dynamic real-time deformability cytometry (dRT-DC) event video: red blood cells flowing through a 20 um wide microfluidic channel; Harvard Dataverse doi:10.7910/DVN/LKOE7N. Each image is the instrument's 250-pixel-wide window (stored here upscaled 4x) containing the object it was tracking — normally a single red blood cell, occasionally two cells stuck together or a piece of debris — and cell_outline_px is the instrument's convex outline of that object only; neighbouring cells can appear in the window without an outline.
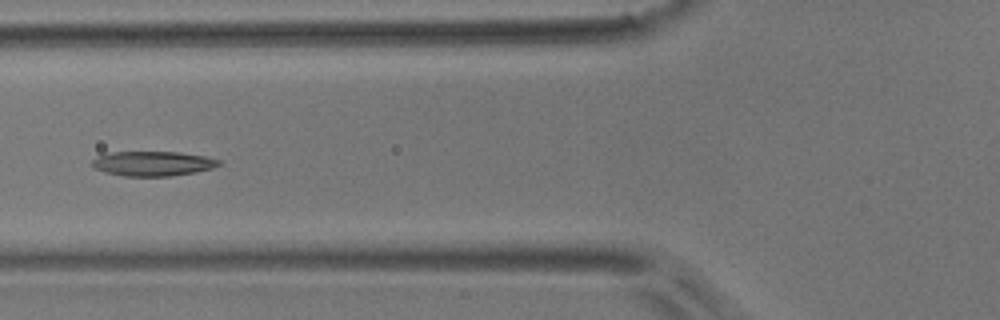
{"species": "common noctule bat (a hibernating species)", "species_latin": "Nyctalus noctula", "temperature_condition": "room temperature", "stored_images_in_passage": 8, "camera_frame_rate_fps": 3000, "um_per_image_px": 0.085, "animal": {"sex": "male", "body_mass_g": 17.9}, "frame": {"image": 1, "passage_image": 5, "time_ms": 5.667, "image_size_px": [1000, 320], "cell_outline_px": [[224, 164], [212, 168], [196, 172], [168, 176], [124, 176], [104, 172], [92, 168], [92, 160], [100, 156], [112, 152], [180, 152], [204, 156], [220, 160]], "centroid_in_image_um": [13.01, 13.91], "position_along_channel_um": 112.8, "area_um2": 18.26}}
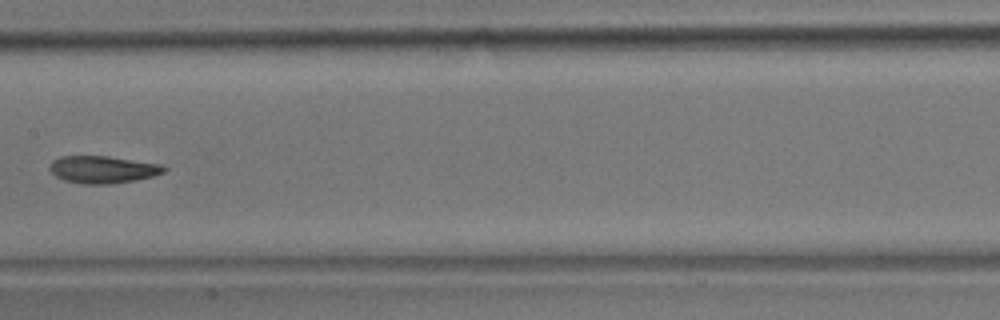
{"frame": {"image": 2, "passage_image": 7, "time_ms": 8.0, "image_size_px": [1000, 320], "cell_outline_px": [[168, 168], [164, 172], [152, 176], [136, 180], [108, 184], [84, 184], [64, 180], [56, 176], [48, 168], [52, 160], [60, 156], [108, 156], [160, 164]], "centroid_in_image_um": [8.72, 14.4], "position_along_channel_um": 198.7, "area_um2": 18.15}}
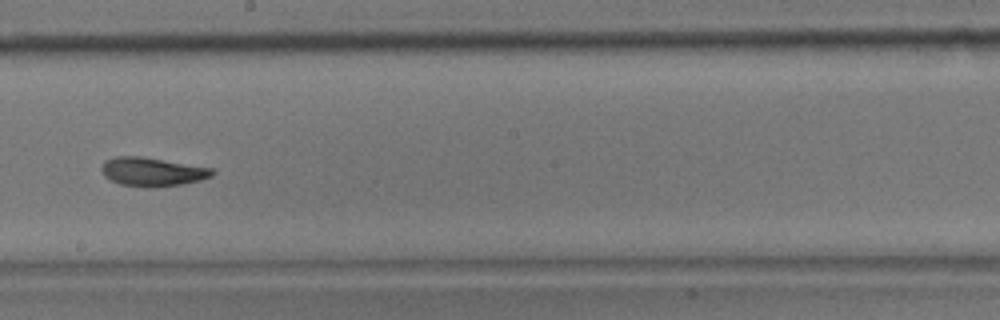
{"frame": {"image": 3, "passage_image": 8, "time_ms": 9.0, "image_size_px": [1000, 320], "cell_outline_px": [[216, 172], [212, 176], [200, 180], [184, 184], [120, 184], [104, 176], [100, 168], [104, 160], [116, 156], [140, 156], [212, 168]], "centroid_in_image_um": [12.94, 14.54], "position_along_channel_um": 235.3, "area_um2": 17.69}}